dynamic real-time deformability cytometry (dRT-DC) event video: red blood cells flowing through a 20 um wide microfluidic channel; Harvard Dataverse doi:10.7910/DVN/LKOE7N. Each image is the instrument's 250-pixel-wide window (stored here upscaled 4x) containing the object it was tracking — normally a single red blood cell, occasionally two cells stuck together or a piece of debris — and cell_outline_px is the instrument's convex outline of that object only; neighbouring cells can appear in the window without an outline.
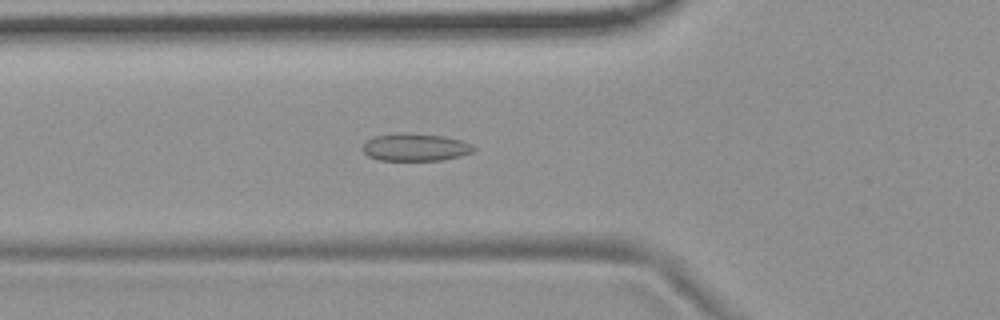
{"species": "common noctule bat (a hibernating species)", "species_latin": "Nyctalus noctula", "temperature_condition": "room temperature", "stored_images_in_passage": 51, "camera_frame_rate_fps": 3000, "um_per_image_px": 0.085, "animal": {"sex": "female", "body_mass_g": 19.9}, "frame": {"image": 1, "passage_image": 16, "time_ms": 5.0, "image_size_px": [1000, 320], "cell_outline_px": [[476, 148], [472, 152], [460, 156], [440, 160], [380, 160], [368, 156], [360, 148], [368, 140], [376, 136], [400, 132], [408, 132], [444, 136], [460, 140], [472, 144]], "centroid_in_image_um": [35.3, 12.5], "position_along_channel_um": 90.5, "area_um2": 17.86}}
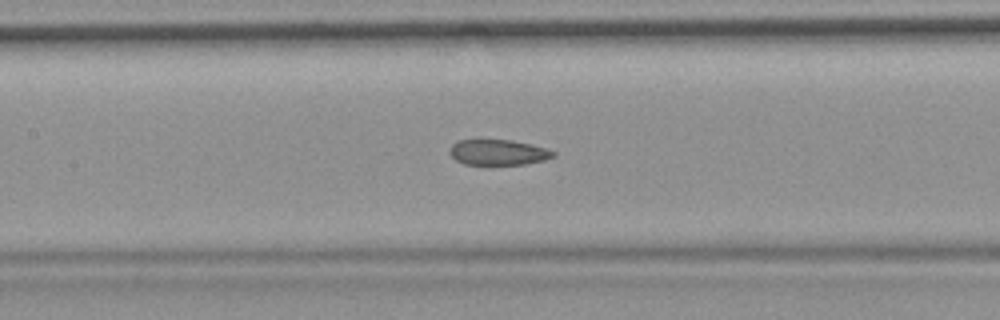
{"frame": {"image": 2, "passage_image": 22, "time_ms": 7.0, "image_size_px": [1000, 320], "cell_outline_px": [[556, 156], [544, 160], [524, 164], [488, 168], [464, 164], [456, 160], [448, 152], [452, 144], [460, 140], [512, 140], [532, 144], [548, 148], [556, 152]], "centroid_in_image_um": [42.35, 13.0], "position_along_channel_um": 165.0, "area_um2": 16.3}}
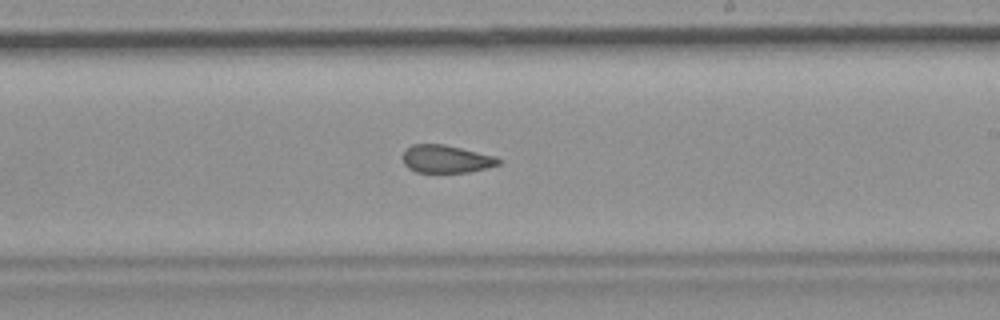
{"frame": {"image": 3, "passage_image": 29, "time_ms": 9.333, "image_size_px": [1000, 320], "cell_outline_px": [[504, 160], [500, 164], [468, 172], [416, 172], [408, 168], [404, 164], [400, 156], [412, 144], [444, 144], [496, 156]], "centroid_in_image_um": [37.91, 13.51], "position_along_channel_um": 251.1, "area_um2": 15.61}, "authors_computed_cell_mechanics": {"area_um2": 17.1088, "velocity_mm_per_s": 3.7019, "shape_relaxation_time_tau1_ms": null, "shape_relaxation_time_tau2_ms": 1.9289, "deformation_change_tau1": null, "deformation_change_tau2": 0.0685}}